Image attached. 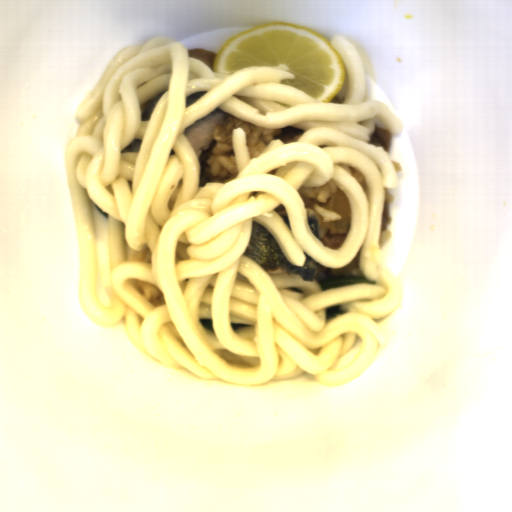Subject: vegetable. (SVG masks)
Masks as SVG:
<instances>
[{
  "label": "vegetable",
  "instance_id": "vegetable-1",
  "mask_svg": "<svg viewBox=\"0 0 512 512\" xmlns=\"http://www.w3.org/2000/svg\"><path fill=\"white\" fill-rule=\"evenodd\" d=\"M321 289H327L334 286L354 285V284H375L377 282L366 279L365 276H341L333 277L317 282Z\"/></svg>",
  "mask_w": 512,
  "mask_h": 512
},
{
  "label": "vegetable",
  "instance_id": "vegetable-4",
  "mask_svg": "<svg viewBox=\"0 0 512 512\" xmlns=\"http://www.w3.org/2000/svg\"><path fill=\"white\" fill-rule=\"evenodd\" d=\"M231 328L233 331H237L243 327H248L249 324H242V323H230Z\"/></svg>",
  "mask_w": 512,
  "mask_h": 512
},
{
  "label": "vegetable",
  "instance_id": "vegetable-2",
  "mask_svg": "<svg viewBox=\"0 0 512 512\" xmlns=\"http://www.w3.org/2000/svg\"><path fill=\"white\" fill-rule=\"evenodd\" d=\"M344 314V310L339 305L325 308V318L334 319L335 317Z\"/></svg>",
  "mask_w": 512,
  "mask_h": 512
},
{
  "label": "vegetable",
  "instance_id": "vegetable-3",
  "mask_svg": "<svg viewBox=\"0 0 512 512\" xmlns=\"http://www.w3.org/2000/svg\"><path fill=\"white\" fill-rule=\"evenodd\" d=\"M200 324L203 329L213 331L212 319H200Z\"/></svg>",
  "mask_w": 512,
  "mask_h": 512
}]
</instances>
